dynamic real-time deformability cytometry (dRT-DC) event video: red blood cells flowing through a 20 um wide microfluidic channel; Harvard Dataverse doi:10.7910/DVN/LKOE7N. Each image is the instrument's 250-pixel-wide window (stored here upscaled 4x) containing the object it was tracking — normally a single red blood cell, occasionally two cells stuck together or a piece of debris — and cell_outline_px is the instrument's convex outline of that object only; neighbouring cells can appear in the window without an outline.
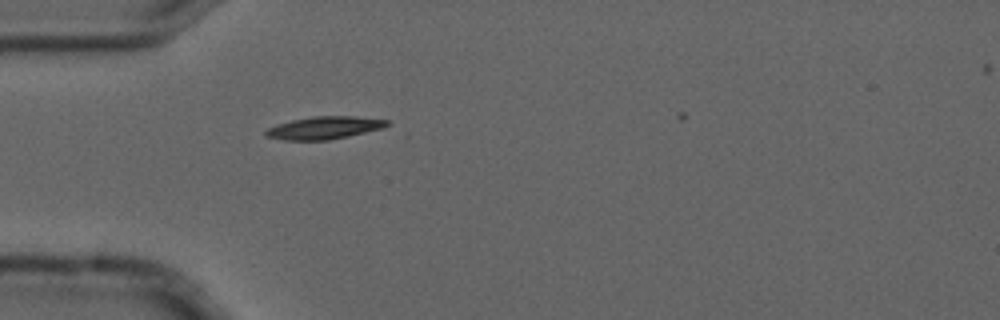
{"species": "common noctule bat (a hibernating species)", "species_latin": "Nyctalus noctula", "temperature_condition": "cold", "stored_images_in_passage": 1, "camera_frame_rate_fps": 3000, "um_per_image_px": 0.085, "animal": {"sex": "male", "forearm_length_mm": 52.5}, "frame": {"image": 1, "passage_image": 1, "time_ms": 0.0, "image_size_px": [1000, 320], "cell_outline_px": [[392, 124], [384, 128], [348, 136], [328, 140], [284, 140], [264, 136], [264, 132], [268, 128], [276, 124], [292, 120], [312, 116], [356, 116], [388, 120]], "centroid_in_image_um": [27.58, 10.86], "position_along_channel_um": 57.4, "area_um2": 16.13}}